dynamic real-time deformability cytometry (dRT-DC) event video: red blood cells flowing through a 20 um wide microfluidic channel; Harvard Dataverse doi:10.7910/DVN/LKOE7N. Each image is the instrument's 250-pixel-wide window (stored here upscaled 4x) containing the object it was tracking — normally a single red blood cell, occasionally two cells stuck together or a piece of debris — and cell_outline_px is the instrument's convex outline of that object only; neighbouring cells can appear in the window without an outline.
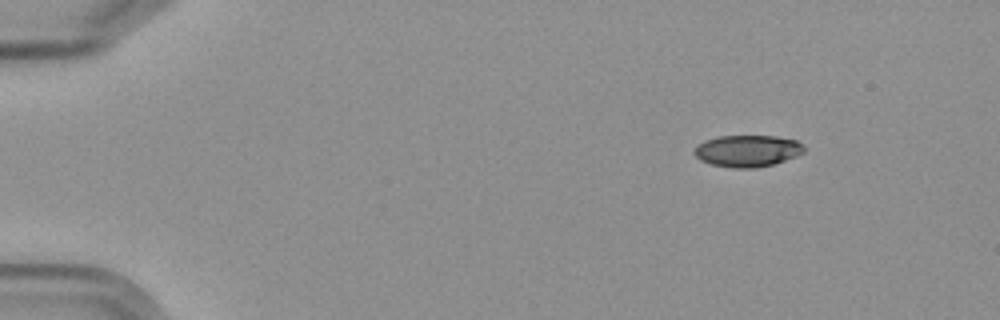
{"species": "Egyptian fruit bat (a non-hibernating species)", "species_latin": "Rousettus aegyptiacus", "temperature_condition": "cold", "stored_images_in_passage": 4, "camera_frame_rate_fps": 3000, "um_per_image_px": 0.085, "frame": {"image": 1, "passage_image": 1, "time_ms": 0.0, "image_size_px": [1000, 320], "cell_outline_px": [[804, 152], [796, 156], [772, 164], [752, 168], [736, 168], [712, 164], [700, 160], [692, 152], [704, 140], [720, 136], [776, 136], [796, 140], [804, 148]], "centroid_in_image_um": [63.52, 12.82], "position_along_channel_um": 21.5, "area_um2": 20.0}}